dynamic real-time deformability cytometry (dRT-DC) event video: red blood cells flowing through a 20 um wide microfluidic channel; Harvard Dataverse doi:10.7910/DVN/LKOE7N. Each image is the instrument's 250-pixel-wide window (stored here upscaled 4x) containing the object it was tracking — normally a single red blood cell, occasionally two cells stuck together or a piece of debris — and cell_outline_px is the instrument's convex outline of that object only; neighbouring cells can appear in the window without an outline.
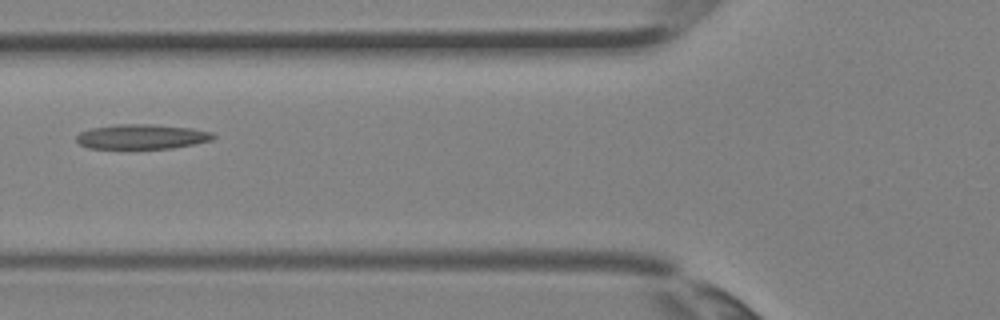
{"species": "Egyptian fruit bat (a non-hibernating species)", "species_latin": "Rousettus aegyptiacus", "temperature_condition": "room temperature", "stored_images_in_passage": 2, "camera_frame_rate_fps": 3000, "um_per_image_px": 0.085, "animal": {"sex": "female"}, "frame": {"image": 1, "passage_image": 2, "time_ms": 0.333, "image_size_px": [1000, 320], "cell_outline_px": [[216, 136], [212, 140], [196, 144], [172, 148], [88, 148], [80, 144], [76, 140], [76, 136], [80, 132], [92, 128], [116, 124], [152, 124], [192, 128], [212, 132]], "centroid_in_image_um": [12.08, 11.61], "position_along_channel_um": 113.7, "area_um2": 19.77}}